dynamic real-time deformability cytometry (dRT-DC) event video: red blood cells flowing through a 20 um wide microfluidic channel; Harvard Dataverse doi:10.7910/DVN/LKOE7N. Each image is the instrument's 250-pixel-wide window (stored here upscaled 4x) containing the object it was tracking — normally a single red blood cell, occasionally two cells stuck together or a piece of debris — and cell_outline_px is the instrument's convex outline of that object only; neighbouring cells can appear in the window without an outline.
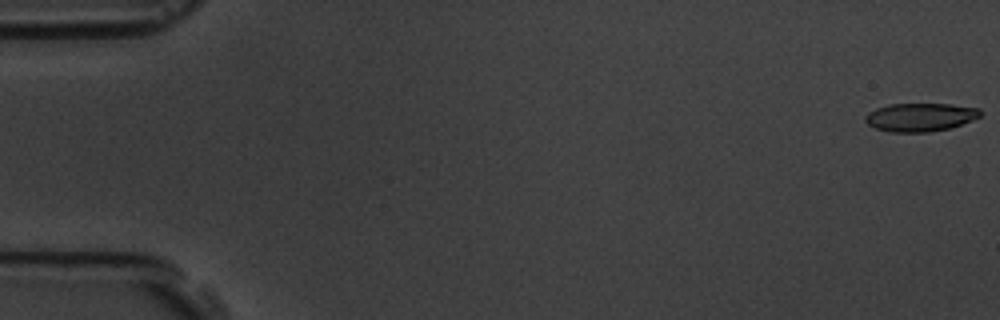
{"species": "common noctule bat (a hibernating species)", "species_latin": "Nyctalus noctula", "temperature_condition": "room temperature", "stored_images_in_passage": 56, "camera_frame_rate_fps": 3000, "um_per_image_px": 0.085, "animal": {"sex": "male", "body_mass_g": 19.5, "forearm_length_mm": 54.6}, "frame": {"image": 1, "passage_image": 1, "time_ms": 0.0, "image_size_px": [1000, 320], "cell_outline_px": [[980, 116], [972, 120], [948, 128], [928, 132], [892, 132], [876, 128], [868, 124], [864, 120], [864, 116], [868, 112], [876, 108], [888, 104], [948, 104], [980, 108]], "centroid_in_image_um": [78.18, 9.95], "position_along_channel_um": 6.8, "area_um2": 18.84}}
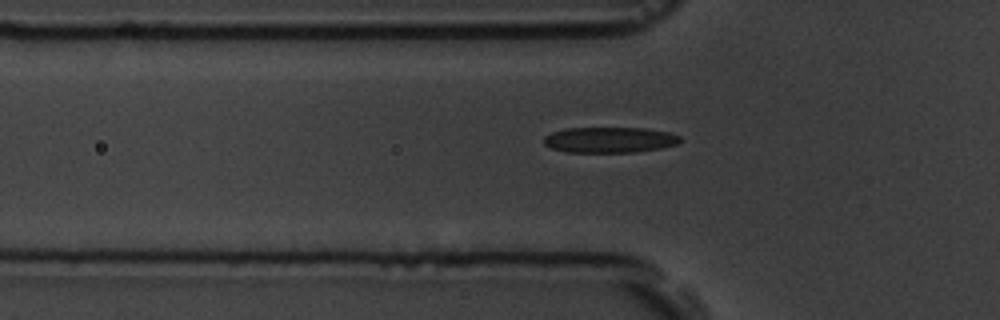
{"frame": {"image": 2, "passage_image": 19, "time_ms": 6.0, "image_size_px": [1000, 320], "cell_outline_px": [[680, 144], [660, 148], [636, 152], [564, 152], [552, 148], [544, 144], [544, 136], [552, 132], [564, 128], [644, 128], [668, 132], [680, 136]], "centroid_in_image_um": [51.81, 11.89], "position_along_channel_um": 74.0, "area_um2": 20.46}}
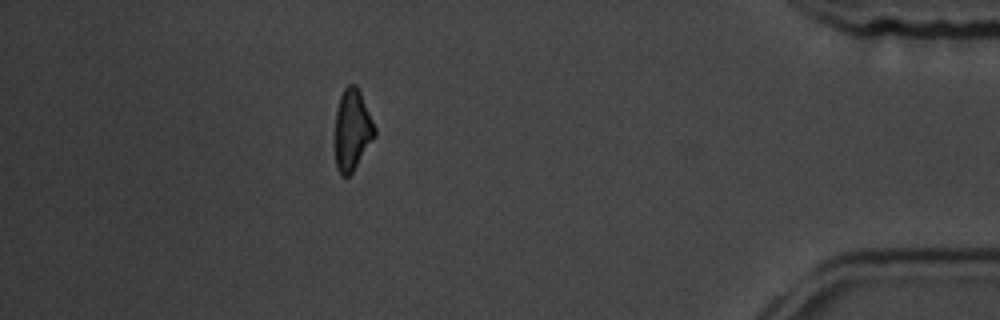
{"frame": {"image": 3, "passage_image": 50, "time_ms": 16.333, "image_size_px": [1000, 320], "cell_outline_px": [[376, 136], [352, 172], [348, 176], [340, 176], [336, 168], [336, 108], [340, 96], [344, 88], [348, 84], [356, 84], [360, 92], [376, 128]], "centroid_in_image_um": [29.95, 11.04], "position_along_channel_um": 405.3, "area_um2": 18.67}, "authors_computed_cell_mechanics": {"area_um2": 19.9699, "velocity_mm_per_s": 3.6711, "shape_relaxation_time_tau1_ms": 3.3686, "shape_relaxation_time_tau2_ms": 3.1788, "deformation_change_tau1": 0.1233, "deformation_change_tau2": 0.137}}